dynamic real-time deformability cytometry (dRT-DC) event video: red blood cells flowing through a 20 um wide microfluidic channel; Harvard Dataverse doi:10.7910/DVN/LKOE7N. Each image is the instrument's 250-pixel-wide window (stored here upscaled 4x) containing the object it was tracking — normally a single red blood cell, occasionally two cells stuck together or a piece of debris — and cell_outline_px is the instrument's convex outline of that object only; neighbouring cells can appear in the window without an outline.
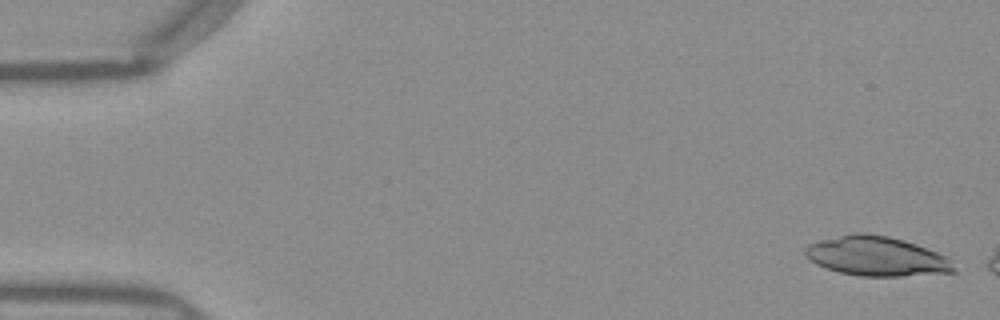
{"species": "Egyptian fruit bat (a non-hibernating species)", "species_latin": "Rousettus aegyptiacus", "temperature_condition": "warm", "stored_images_in_passage": 7, "camera_frame_rate_fps": 3000, "um_per_image_px": 0.085, "frame": {"image": 1, "passage_image": 2, "time_ms": 0.333, "image_size_px": [1000, 320], "cell_outline_px": [[956, 272], [900, 276], [860, 276], [840, 272], [816, 264], [804, 256], [804, 248], [808, 244], [820, 240], [852, 232], [868, 232], [888, 236], [904, 240], [916, 244], [936, 252], [944, 256], [956, 268]], "centroid_in_image_um": [74.46, 21.76], "position_along_channel_um": 10.5, "area_um2": 34.22}}